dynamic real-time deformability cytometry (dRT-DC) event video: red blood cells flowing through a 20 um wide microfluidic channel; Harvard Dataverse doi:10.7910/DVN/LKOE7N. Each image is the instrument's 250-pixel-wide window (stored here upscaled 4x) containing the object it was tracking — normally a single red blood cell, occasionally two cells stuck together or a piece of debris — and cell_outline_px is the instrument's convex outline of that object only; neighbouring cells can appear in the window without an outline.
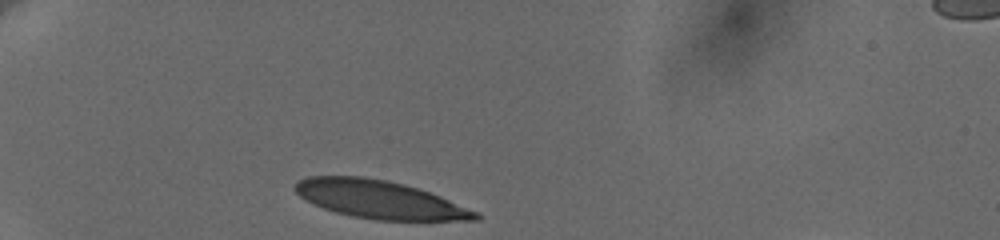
{"species": "human", "species_latin": "Homo sapiens", "temperature_condition": "cold", "stored_images_in_passage": 6, "camera_frame_rate_fps": 3000, "um_per_image_px": 0.085, "donor": {"sex": "female"}, "frame": {"image": 1, "passage_image": 1, "time_ms": 0.0, "image_size_px": [1000, 240], "cell_outline_px": [[484, 216], [480, 220], [376, 220], [352, 216], [336, 212], [312, 204], [304, 200], [292, 188], [300, 180], [308, 176], [364, 176], [404, 184], [440, 196], [480, 212]], "centroid_in_image_um": [32.29, 16.96], "position_along_channel_um": 52.7, "area_um2": 40.0}}
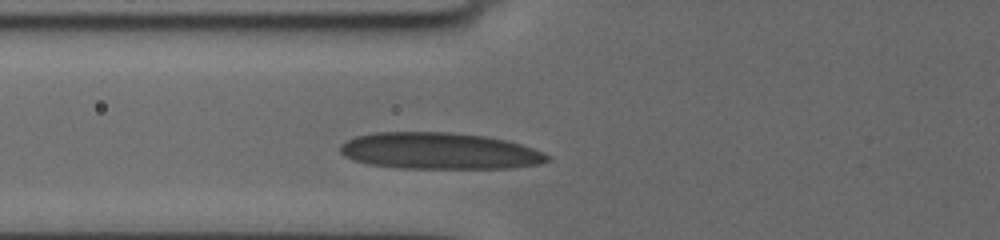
{"frame": {"image": 2, "passage_image": 4, "time_ms": 2.0, "image_size_px": [1000, 240], "cell_outline_px": [[552, 160], [540, 164], [512, 168], [400, 168], [368, 164], [344, 156], [340, 152], [340, 144], [356, 136], [376, 132], [448, 132], [484, 136], [504, 140], [520, 144], [532, 148], [552, 156]], "centroid_in_image_um": [37.37, 12.84], "position_along_channel_um": 88.4, "area_um2": 44.1}}
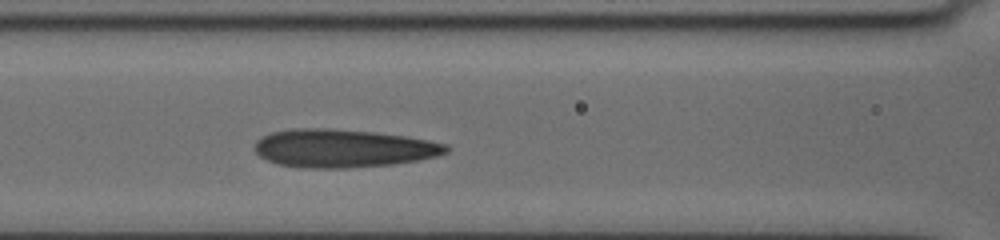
{"frame": {"image": 3, "passage_image": 6, "time_ms": 3.333, "image_size_px": [1000, 240], "cell_outline_px": [[448, 152], [436, 156], [420, 160], [392, 164], [348, 168], [304, 168], [276, 164], [260, 156], [256, 152], [256, 140], [272, 132], [292, 128], [328, 128], [372, 132], [404, 136], [428, 140], [448, 144]], "centroid_in_image_um": [29.17, 12.61], "position_along_channel_um": 137.4, "area_um2": 42.54}}